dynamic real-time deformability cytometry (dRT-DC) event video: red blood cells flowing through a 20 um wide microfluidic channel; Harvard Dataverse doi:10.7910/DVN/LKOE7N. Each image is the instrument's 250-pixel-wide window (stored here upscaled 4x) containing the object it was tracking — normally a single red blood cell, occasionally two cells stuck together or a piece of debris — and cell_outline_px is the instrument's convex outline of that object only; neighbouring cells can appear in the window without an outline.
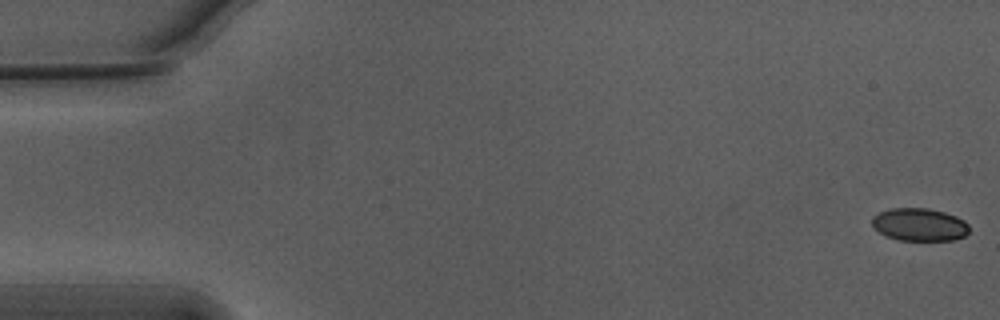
{"species": "Egyptian fruit bat (a non-hibernating species)", "species_latin": "Rousettus aegyptiacus", "temperature_condition": "warm", "stored_images_in_passage": 55, "camera_frame_rate_fps": 3000, "um_per_image_px": 0.085, "animal": {"sex": "male"}, "frame": {"image": 1, "passage_image": 1, "time_ms": 0.0, "image_size_px": [1000, 320], "cell_outline_px": [[968, 232], [964, 236], [952, 240], [900, 240], [888, 236], [880, 232], [872, 224], [872, 216], [880, 212], [892, 208], [928, 208], [944, 212], [956, 216], [964, 220], [968, 224]], "centroid_in_image_um": [78.17, 19.08], "position_along_channel_um": 6.8, "area_um2": 18.38}}
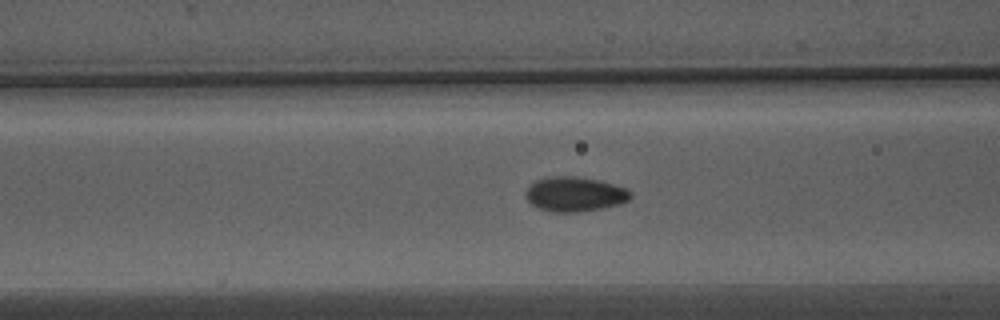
{"frame": {"image": 2, "passage_image": 22, "time_ms": 7.0, "image_size_px": [1000, 320], "cell_outline_px": [[632, 196], [628, 200], [620, 204], [600, 208], [576, 212], [552, 212], [540, 208], [532, 204], [528, 200], [524, 192], [536, 180], [548, 176], [576, 176], [600, 180], [624, 188], [632, 192]], "centroid_in_image_um": [48.85, 16.49], "position_along_channel_um": 117.7, "area_um2": 21.04}}
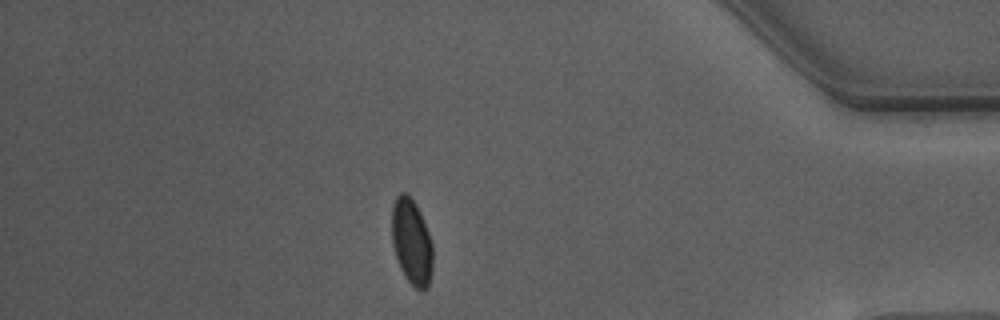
{"frame": {"image": 3, "passage_image": 48, "time_ms": 15.667, "image_size_px": [1000, 320], "cell_outline_px": [[432, 268], [428, 288], [424, 292], [420, 292], [404, 276], [400, 268], [392, 244], [392, 204], [396, 196], [400, 192], [404, 192], [416, 204], [420, 212], [428, 232], [432, 244]], "centroid_in_image_um": [34.98, 20.58], "position_along_channel_um": 400.2, "area_um2": 20.52}, "authors_computed_cell_mechanics": {"area_um2": 20.1144, "velocity_mm_per_s": 3.7472, "shape_relaxation_time_tau1_ms": 3.0008, "shape_relaxation_time_tau2_ms": null, "deformation_change_tau1": 0.1016, "deformation_change_tau2": null}}